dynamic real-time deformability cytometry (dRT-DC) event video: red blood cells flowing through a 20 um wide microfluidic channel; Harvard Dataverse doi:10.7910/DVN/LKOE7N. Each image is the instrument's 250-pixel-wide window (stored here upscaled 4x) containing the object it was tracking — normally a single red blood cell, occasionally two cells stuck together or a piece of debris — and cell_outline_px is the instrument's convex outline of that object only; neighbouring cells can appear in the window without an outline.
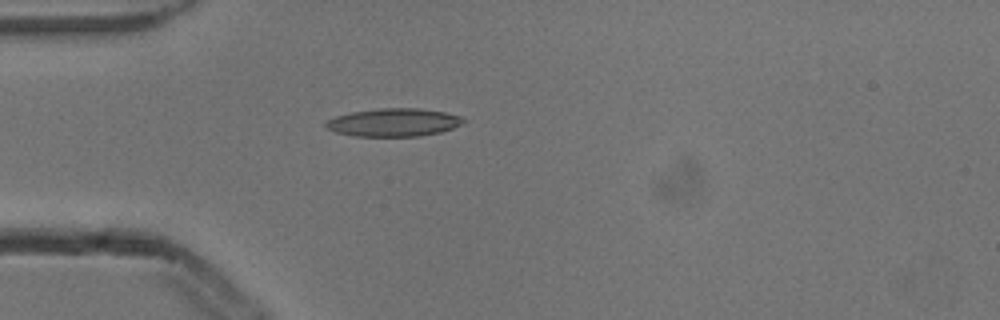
{"species": "common noctule bat (a hibernating species)", "species_latin": "Nyctalus noctula", "temperature_condition": "cold", "stored_images_in_passage": 1, "camera_frame_rate_fps": 3000, "um_per_image_px": 0.085, "animal": {"sex": "male", "body_mass_g": 13.3}, "frame": {"image": 1, "passage_image": 1, "time_ms": 0.0, "image_size_px": [1000, 320], "cell_outline_px": [[468, 120], [464, 124], [440, 132], [420, 136], [356, 136], [336, 132], [324, 128], [324, 124], [328, 120], [336, 116], [352, 112], [380, 108], [416, 108], [444, 112], [464, 116]], "centroid_in_image_um": [33.51, 10.4], "position_along_channel_um": 51.5, "area_um2": 22.6}}